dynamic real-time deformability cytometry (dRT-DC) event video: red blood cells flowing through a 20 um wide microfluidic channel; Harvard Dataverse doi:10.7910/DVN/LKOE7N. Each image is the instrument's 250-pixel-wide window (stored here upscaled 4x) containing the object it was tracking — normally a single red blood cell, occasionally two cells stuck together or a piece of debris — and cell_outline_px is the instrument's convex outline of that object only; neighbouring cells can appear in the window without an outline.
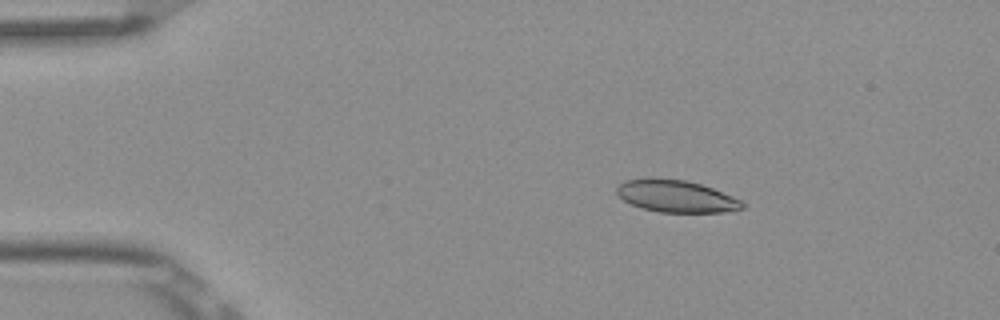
{"species": "Egyptian fruit bat (a non-hibernating species)", "species_latin": "Rousettus aegyptiacus", "temperature_condition": "room temperature", "stored_images_in_passage": 3, "camera_frame_rate_fps": 3000, "um_per_image_px": 0.085, "frame": {"image": 1, "passage_image": 1, "time_ms": 0.0, "image_size_px": [1000, 320], "cell_outline_px": [[748, 204], [744, 208], [736, 212], [660, 212], [644, 208], [632, 204], [624, 200], [616, 192], [616, 188], [624, 180], [684, 180], [700, 184], [712, 188], [732, 196]], "centroid_in_image_um": [57.58, 16.72], "position_along_channel_um": 27.4, "area_um2": 22.95}}
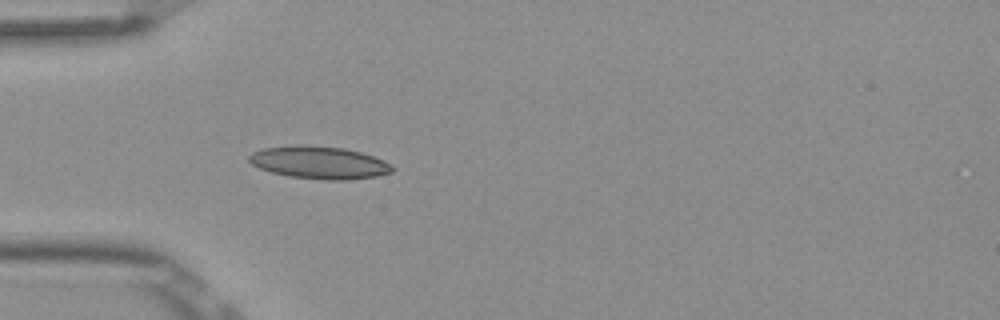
{"frame": {"image": 2, "passage_image": 3, "time_ms": 0.667, "image_size_px": [1000, 320], "cell_outline_px": [[396, 168], [392, 172], [376, 176], [348, 180], [328, 180], [288, 176], [272, 172], [260, 168], [252, 164], [248, 160], [248, 156], [252, 152], [264, 148], [296, 144], [304, 144], [344, 148], [360, 152], [384, 160], [392, 164]], "centroid_in_image_um": [27.14, 13.81], "position_along_channel_um": 57.9, "area_um2": 27.34}}